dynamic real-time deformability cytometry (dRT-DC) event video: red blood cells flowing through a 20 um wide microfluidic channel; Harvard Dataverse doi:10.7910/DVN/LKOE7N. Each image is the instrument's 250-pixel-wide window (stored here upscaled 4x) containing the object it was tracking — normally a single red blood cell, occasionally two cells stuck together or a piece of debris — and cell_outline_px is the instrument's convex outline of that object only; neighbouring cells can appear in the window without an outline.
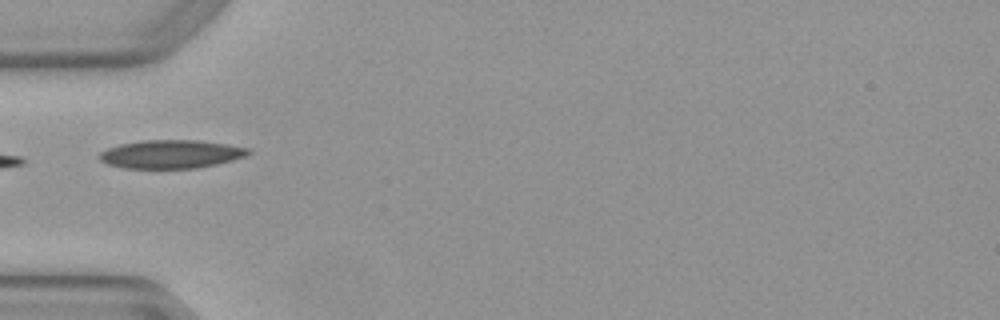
{"species": "Egyptian fruit bat (a non-hibernating species)", "species_latin": "Rousettus aegyptiacus", "temperature_condition": "warm", "stored_images_in_passage": 2, "camera_frame_rate_fps": 3000, "um_per_image_px": 0.085, "animal": {"sex": "female"}, "frame": {"image": 1, "passage_image": 1, "time_ms": 0.0, "image_size_px": [1000, 320], "cell_outline_px": [[252, 152], [244, 156], [232, 160], [216, 164], [196, 168], [124, 168], [108, 164], [100, 160], [96, 156], [100, 152], [108, 148], [120, 144], [144, 140], [196, 140], [228, 144], [252, 148]], "centroid_in_image_um": [14.54, 13.09], "position_along_channel_um": 70.5, "area_um2": 24.68}}